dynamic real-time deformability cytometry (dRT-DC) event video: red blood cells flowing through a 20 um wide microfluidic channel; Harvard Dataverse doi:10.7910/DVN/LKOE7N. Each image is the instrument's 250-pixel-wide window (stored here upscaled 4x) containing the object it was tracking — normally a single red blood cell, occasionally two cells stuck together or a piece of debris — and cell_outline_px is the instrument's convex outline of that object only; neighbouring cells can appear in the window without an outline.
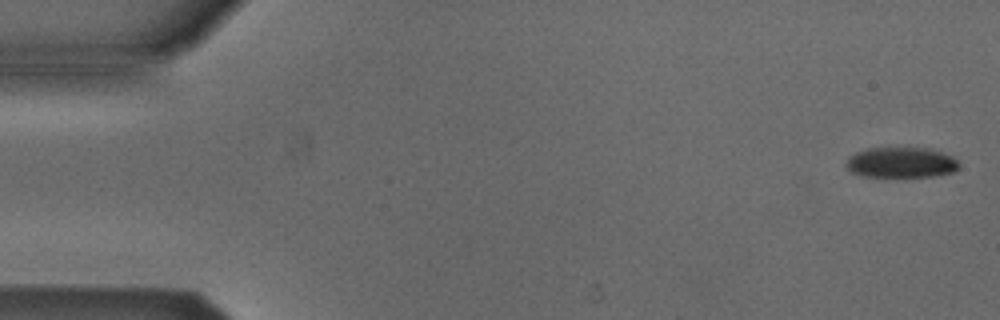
{"species": "Egyptian fruit bat (a non-hibernating species)", "species_latin": "Rousettus aegyptiacus", "temperature_condition": "cold", "stored_images_in_passage": 5, "camera_frame_rate_fps": 3000, "um_per_image_px": 0.085, "animal": {"sex": "male"}, "frame": {"image": 1, "passage_image": 1, "time_ms": 0.0, "image_size_px": [1000, 320], "cell_outline_px": [[960, 164], [952, 172], [932, 176], [864, 176], [852, 172], [844, 164], [848, 156], [856, 152], [868, 148], [928, 148], [952, 156]], "centroid_in_image_um": [76.55, 13.8], "position_along_channel_um": 8.4, "area_um2": 19.83}}
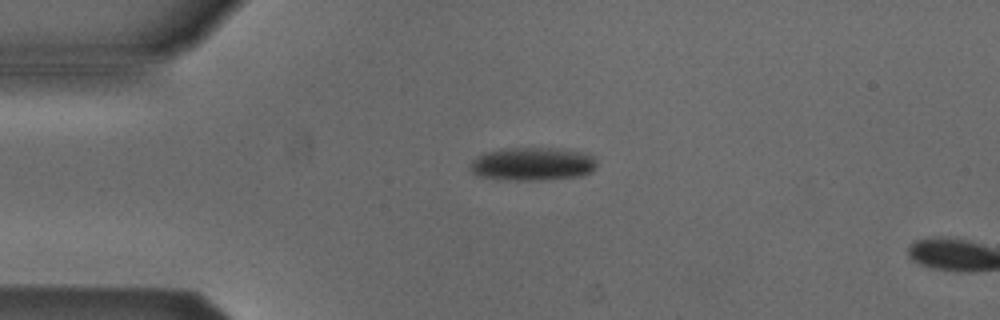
{"frame": {"image": 2, "passage_image": 4, "time_ms": 1.0, "image_size_px": [1000, 320], "cell_outline_px": [[596, 168], [592, 172], [580, 176], [548, 180], [496, 180], [476, 176], [468, 168], [472, 160], [488, 152], [512, 148], [556, 148], [576, 152], [592, 156], [596, 160]], "centroid_in_image_um": [45.23, 13.97], "position_along_channel_um": 39.8, "area_um2": 24.57}}